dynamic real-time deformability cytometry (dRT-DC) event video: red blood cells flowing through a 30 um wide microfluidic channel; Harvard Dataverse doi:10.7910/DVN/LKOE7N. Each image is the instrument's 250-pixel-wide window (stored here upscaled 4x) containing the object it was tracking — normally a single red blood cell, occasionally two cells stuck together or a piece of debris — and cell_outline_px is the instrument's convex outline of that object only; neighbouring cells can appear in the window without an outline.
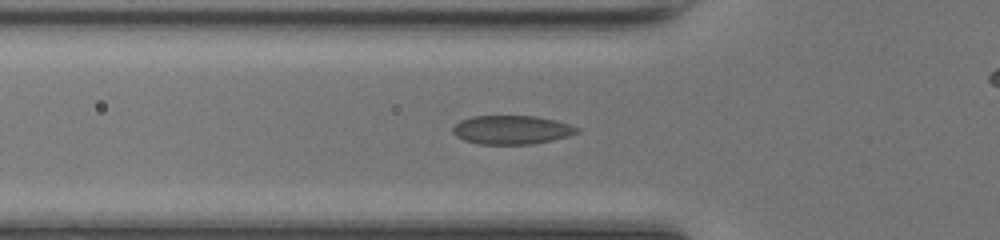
{"species": "common noctule bat (a hibernating species)", "species_latin": "Nyctalus noctula", "temperature_condition": "room temperature", "stored_images_in_passage": 38, "camera_frame_rate_fps": 3000, "um_per_image_px": 0.085, "animal": {"sex": "female", "body_mass_g": 17.0, "forearm_length_mm": 48.0}, "frame": {"image": 1, "passage_image": 13, "time_ms": 4.0, "image_size_px": [1000, 240], "cell_outline_px": [[580, 132], [568, 136], [552, 140], [532, 144], [480, 144], [464, 140], [456, 136], [452, 132], [452, 128], [460, 120], [472, 116], [536, 116], [556, 120], [580, 128]], "centroid_in_image_um": [43.5, 11.03], "position_along_channel_um": 82.3, "area_um2": 20.87}}
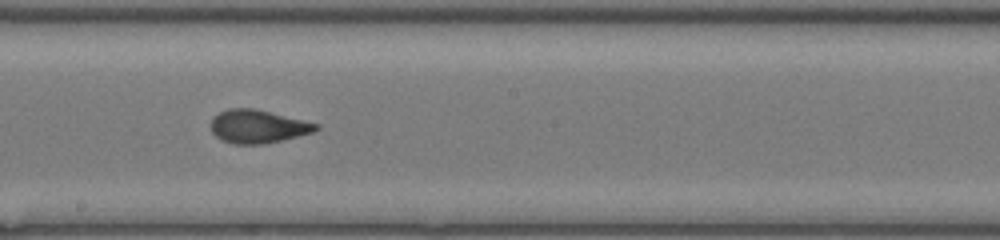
{"frame": {"image": 2, "passage_image": 23, "time_ms": 7.333, "image_size_px": [1000, 240], "cell_outline_px": [[320, 128], [312, 132], [264, 144], [232, 144], [220, 140], [212, 132], [212, 116], [228, 108], [252, 108], [320, 124]], "centroid_in_image_um": [21.88, 10.75], "position_along_channel_um": 226.3, "area_um2": 20.17}}
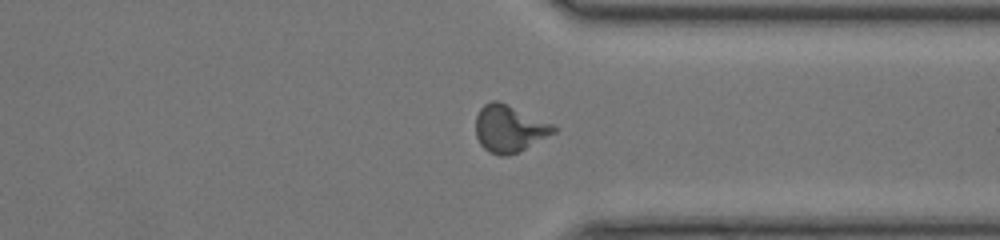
{"frame": {"image": 3, "passage_image": 33, "time_ms": 10.667, "image_size_px": [1000, 240], "cell_outline_px": [[556, 132], [520, 152], [508, 156], [500, 156], [488, 152], [480, 144], [476, 136], [476, 116], [480, 108], [484, 104], [492, 100], [496, 100], [552, 124], [556, 128]], "centroid_in_image_um": [43.26, 10.97], "position_along_channel_um": 368.1, "area_um2": 21.21}}